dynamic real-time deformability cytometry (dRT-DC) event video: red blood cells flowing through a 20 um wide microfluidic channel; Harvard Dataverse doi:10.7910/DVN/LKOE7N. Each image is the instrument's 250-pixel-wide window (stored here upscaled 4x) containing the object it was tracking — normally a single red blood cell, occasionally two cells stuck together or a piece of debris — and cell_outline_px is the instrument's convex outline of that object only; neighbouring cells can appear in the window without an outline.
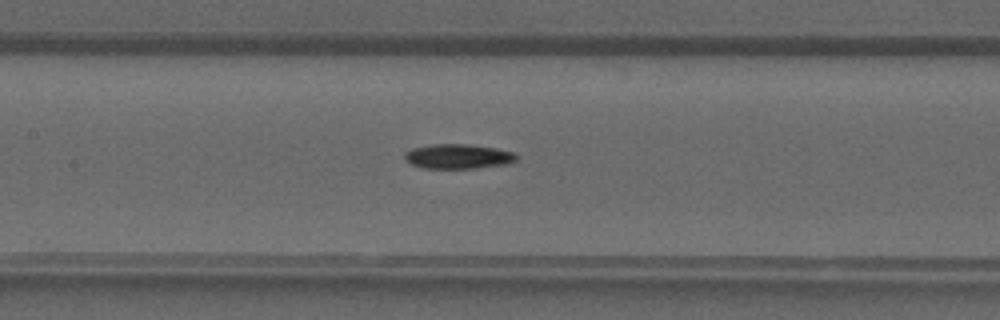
{"species": "common noctule bat (a hibernating species)", "species_latin": "Nyctalus noctula", "temperature_condition": "warm", "stored_images_in_passage": 42, "camera_frame_rate_fps": 3000, "um_per_image_px": 0.085, "animal": {"sex": "male", "forearm_length_mm": 52.5}, "frame": {"image": 1, "passage_image": 20, "time_ms": 6.333, "image_size_px": [1000, 320], "cell_outline_px": [[520, 156], [516, 160], [508, 164], [476, 168], [420, 168], [404, 160], [404, 152], [412, 148], [432, 144], [468, 144], [496, 148], [512, 152]], "centroid_in_image_um": [38.93, 13.29], "position_along_channel_um": 168.5, "area_um2": 16.24}}
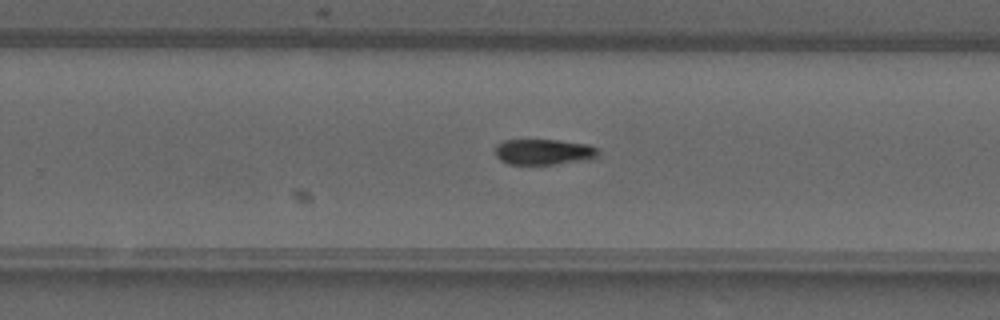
{"frame": {"image": 2, "passage_image": 27, "time_ms": 8.667, "image_size_px": [1000, 320], "cell_outline_px": [[600, 152], [596, 156], [580, 160], [556, 164], [508, 164], [500, 160], [496, 156], [496, 144], [504, 140], [560, 140], [588, 144], [596, 148]], "centroid_in_image_um": [46.17, 12.9], "position_along_channel_um": 283.6, "area_um2": 15.26}}
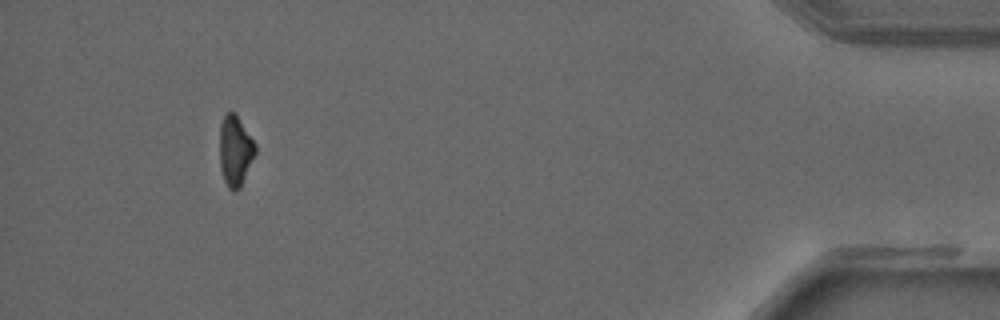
{"frame": {"image": 3, "passage_image": 39, "time_ms": 12.667, "image_size_px": [1000, 320], "cell_outline_px": [[256, 152], [240, 188], [236, 192], [232, 192], [228, 188], [224, 180], [220, 168], [220, 124], [224, 116], [228, 112], [232, 112], [236, 116], [256, 144]], "centroid_in_image_um": [19.98, 12.88], "position_along_channel_um": 415.2, "area_um2": 14.45}}